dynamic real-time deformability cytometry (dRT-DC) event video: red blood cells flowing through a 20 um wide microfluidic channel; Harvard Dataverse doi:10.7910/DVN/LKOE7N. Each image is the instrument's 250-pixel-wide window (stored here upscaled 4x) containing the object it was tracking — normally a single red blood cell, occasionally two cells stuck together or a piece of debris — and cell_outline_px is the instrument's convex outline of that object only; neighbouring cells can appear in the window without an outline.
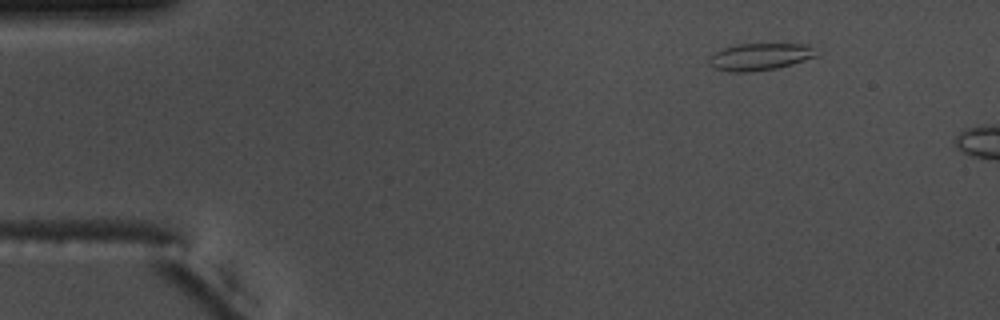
{"species": "common noctule bat (a hibernating species)", "species_latin": "Nyctalus noctula", "temperature_condition": "warm", "stored_images_in_passage": 6, "camera_frame_rate_fps": 3000, "um_per_image_px": 0.085, "animal": {"sex": "male", "body_mass_g": 17.5, "forearm_length_mm": 52.3}, "frame": {"image": 1, "passage_image": 1, "time_ms": 0.0, "image_size_px": [1000, 320], "cell_outline_px": [[820, 52], [816, 56], [792, 64], [776, 68], [752, 72], [732, 72], [712, 68], [708, 64], [708, 56], [712, 52], [736, 44], [812, 44]], "centroid_in_image_um": [64.58, 4.82], "position_along_channel_um": 20.4, "area_um2": 17.34}}